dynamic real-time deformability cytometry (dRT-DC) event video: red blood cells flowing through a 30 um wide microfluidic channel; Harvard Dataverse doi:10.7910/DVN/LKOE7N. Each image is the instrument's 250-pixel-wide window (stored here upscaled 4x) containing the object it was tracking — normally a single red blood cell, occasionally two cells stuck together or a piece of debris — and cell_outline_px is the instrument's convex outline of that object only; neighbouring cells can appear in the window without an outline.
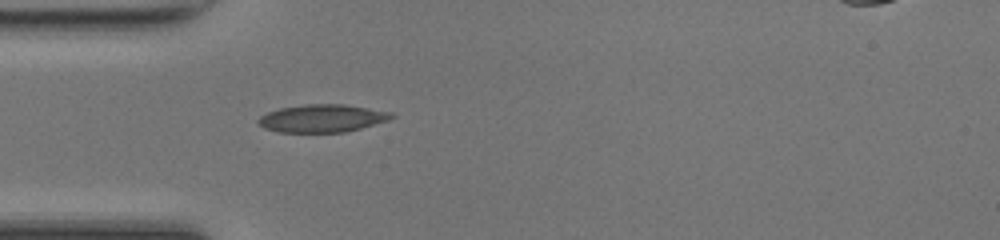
{"species": "common noctule bat (a hibernating species)", "species_latin": "Nyctalus noctula", "temperature_condition": "room temperature", "stored_images_in_passage": 36, "segment_of_instrument_passage": [1, 2], "camera_frame_rate_fps": 3000, "um_per_image_px": 0.085, "animal": {"sex": "female", "body_mass_g": 17.0, "forearm_length_mm": 48.0}, "frame": {"image": 1, "passage_image": 1, "time_ms": 0.0, "image_size_px": [1000, 240], "cell_outline_px": [[396, 116], [388, 120], [360, 128], [344, 132], [280, 132], [264, 128], [256, 120], [260, 116], [268, 112], [280, 108], [308, 104], [344, 104], [392, 112]], "centroid_in_image_um": [27.39, 10.05], "position_along_channel_um": 57.6, "area_um2": 21.39}}
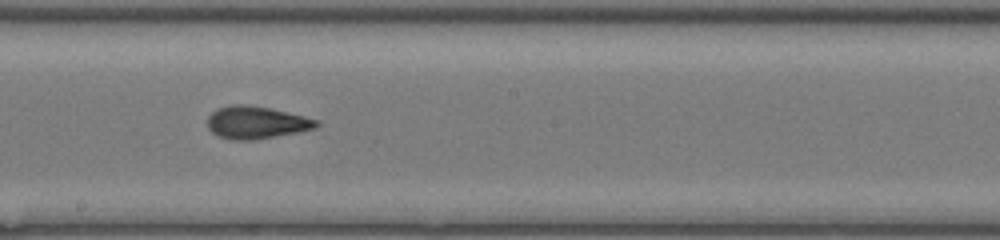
{"frame": {"image": 2, "passage_image": 13, "time_ms": 4.0, "image_size_px": [1000, 240], "cell_outline_px": [[320, 124], [316, 128], [296, 132], [252, 140], [232, 140], [216, 136], [208, 128], [208, 116], [216, 108], [232, 104], [244, 104], [268, 108], [304, 116], [320, 120]], "centroid_in_image_um": [21.75, 10.41], "position_along_channel_um": 226.4, "area_um2": 20.58}}
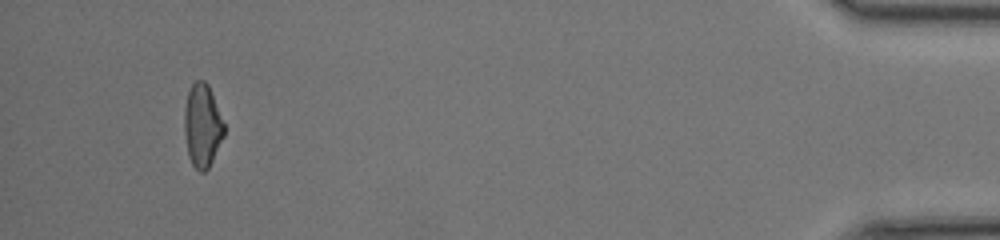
{"frame": {"image": 3, "passage_image": 32, "time_ms": 10.333, "image_size_px": [1000, 240], "cell_outline_px": [[224, 136], [208, 168], [204, 172], [200, 172], [192, 164], [188, 156], [184, 136], [184, 108], [188, 92], [192, 84], [196, 80], [204, 80], [208, 84], [224, 124]], "centroid_in_image_um": [17.18, 10.68], "position_along_channel_um": 418.0, "area_um2": 19.19}}